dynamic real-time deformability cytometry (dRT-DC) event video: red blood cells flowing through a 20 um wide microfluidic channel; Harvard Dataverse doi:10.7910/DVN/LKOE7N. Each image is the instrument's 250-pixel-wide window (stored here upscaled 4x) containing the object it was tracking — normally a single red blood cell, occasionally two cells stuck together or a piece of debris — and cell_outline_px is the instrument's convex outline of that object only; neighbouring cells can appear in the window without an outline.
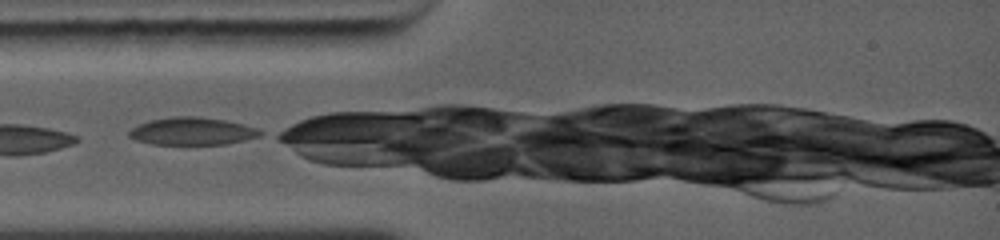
{"species": "common noctule bat (a hibernating species)", "species_latin": "Nyctalus noctula", "temperature_condition": "warm", "stored_images_in_passage": 15, "camera_frame_rate_fps": 5000, "um_per_image_px": 0.085, "animal": {"sex": "female", "body_mass_g": 19.0, "forearm_length_mm": 56.7}, "frame": {"image": 1, "passage_image": 1, "time_ms": 0.0, "image_size_px": [1000, 240], "cell_outline_px": [[264, 132], [260, 136], [244, 140], [224, 144], [152, 144], [136, 140], [128, 136], [128, 132], [132, 128], [140, 124], [152, 120], [188, 116], [192, 116], [220, 120], [240, 124]], "centroid_in_image_um": [16.3, 11.18], "position_along_channel_um": 68.7, "area_um2": 20.29}}
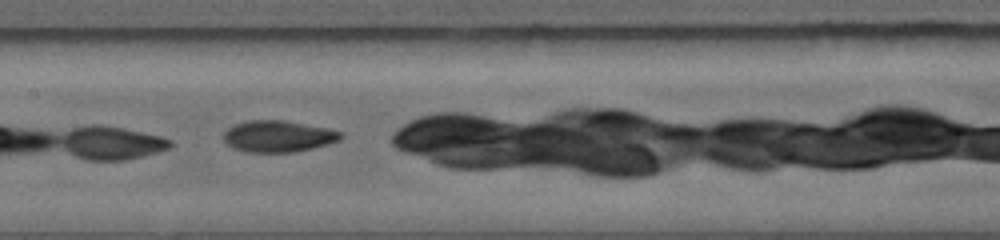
{"frame": {"image": 2, "passage_image": 4, "time_ms": 2.6, "image_size_px": [1000, 240], "cell_outline_px": [[344, 136], [340, 140], [328, 144], [296, 152], [244, 152], [232, 148], [224, 140], [224, 136], [228, 128], [236, 124], [252, 120], [280, 120], [324, 128], [340, 132]], "centroid_in_image_um": [23.63, 11.6], "position_along_channel_um": 183.8, "area_um2": 21.15}}
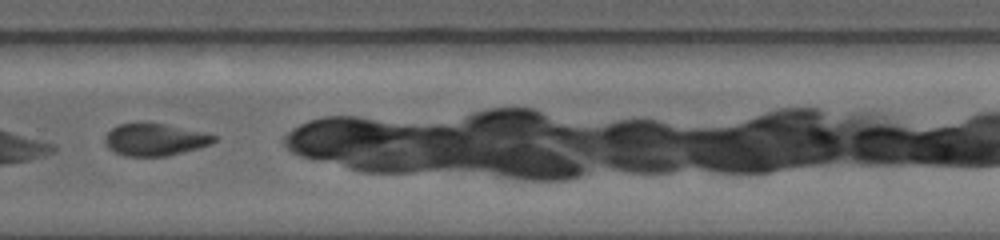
{"frame": {"image": 3, "passage_image": 11, "time_ms": 5.6, "image_size_px": [1000, 240], "cell_outline_px": [[216, 140], [208, 144], [196, 148], [168, 156], [124, 156], [112, 152], [108, 148], [108, 132], [112, 128], [120, 124], [160, 124], [216, 136]], "centroid_in_image_um": [13.11, 11.9], "position_along_channel_um": 316.7, "area_um2": 19.42}}